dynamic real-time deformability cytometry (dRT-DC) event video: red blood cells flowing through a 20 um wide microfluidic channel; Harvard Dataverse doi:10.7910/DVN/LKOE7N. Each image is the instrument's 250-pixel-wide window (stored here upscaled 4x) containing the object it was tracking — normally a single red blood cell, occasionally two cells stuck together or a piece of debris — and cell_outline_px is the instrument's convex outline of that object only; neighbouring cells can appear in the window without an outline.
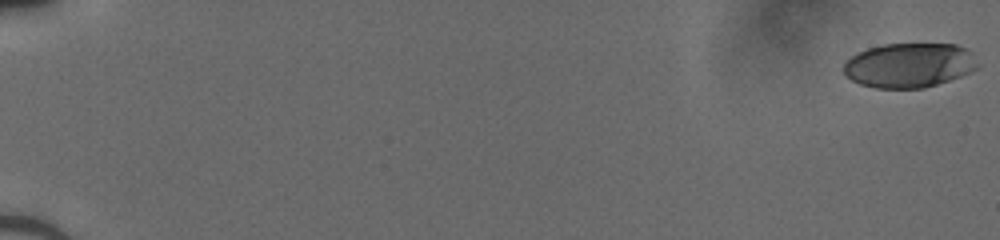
{"species": "human", "species_latin": "Homo sapiens", "temperature_condition": "cold", "stored_images_in_passage": 52, "camera_frame_rate_fps": 3000, "um_per_image_px": 0.085, "donor": {"sex": "male"}, "frame": {"image": 1, "passage_image": 1, "time_ms": 0.0, "image_size_px": [1000, 240], "cell_outline_px": [[976, 68], [960, 76], [924, 88], [876, 88], [860, 84], [844, 76], [844, 64], [852, 56], [868, 48], [884, 44], [956, 44], [972, 52], [976, 64]], "centroid_in_image_um": [77.25, 5.55], "position_along_channel_um": 7.8, "area_um2": 34.45}}
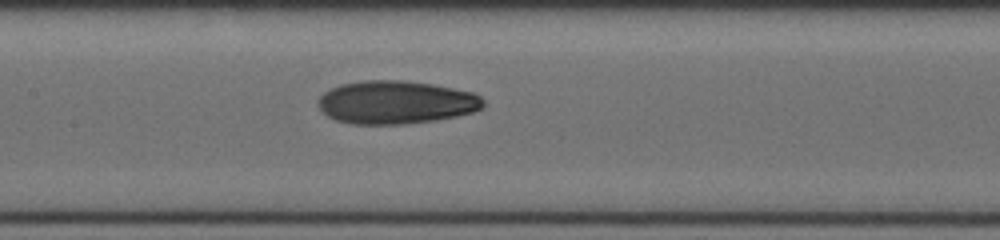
{"frame": {"image": 2, "passage_image": 28, "time_ms": 9.0, "image_size_px": [1000, 240], "cell_outline_px": [[484, 104], [480, 108], [472, 112], [456, 116], [436, 120], [404, 124], [352, 124], [336, 120], [328, 116], [316, 104], [316, 100], [324, 92], [340, 84], [364, 80], [400, 80], [432, 84], [472, 92], [480, 96], [484, 100]], "centroid_in_image_um": [33.62, 8.69], "position_along_channel_um": 173.8, "area_um2": 41.5}}
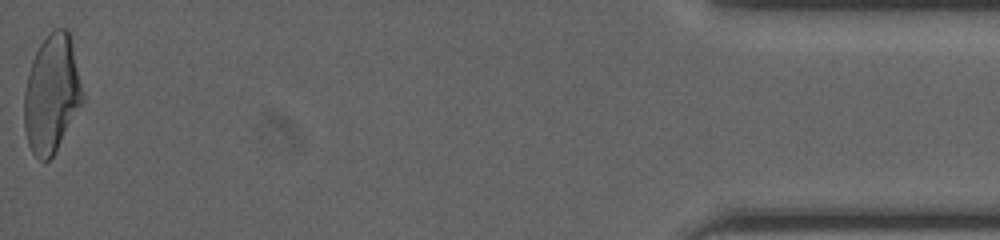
{"frame": {"image": 3, "passage_image": 52, "time_ms": 17.0, "image_size_px": [1000, 240], "cell_outline_px": [[84, 100], [52, 156], [48, 160], [40, 160], [32, 152], [28, 144], [24, 128], [24, 92], [32, 60], [40, 44], [56, 28], [64, 28], [72, 36], [84, 96]], "centroid_in_image_um": [4.41, 7.96], "position_along_channel_um": 430.8, "area_um2": 39.88}}